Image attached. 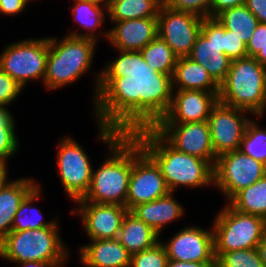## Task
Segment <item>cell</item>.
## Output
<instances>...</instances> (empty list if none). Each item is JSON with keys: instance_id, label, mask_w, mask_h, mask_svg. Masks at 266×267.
I'll return each mask as SVG.
<instances>
[{"instance_id": "1", "label": "cell", "mask_w": 266, "mask_h": 267, "mask_svg": "<svg viewBox=\"0 0 266 267\" xmlns=\"http://www.w3.org/2000/svg\"><path fill=\"white\" fill-rule=\"evenodd\" d=\"M172 96V76L156 72L138 51L135 75L101 77L93 101L94 117L121 134H132L154 128L169 110Z\"/></svg>"}, {"instance_id": "2", "label": "cell", "mask_w": 266, "mask_h": 267, "mask_svg": "<svg viewBox=\"0 0 266 267\" xmlns=\"http://www.w3.org/2000/svg\"><path fill=\"white\" fill-rule=\"evenodd\" d=\"M98 127V138L108 146L109 157L93 170L89 190L79 200L126 207L132 172V134H121L100 123Z\"/></svg>"}, {"instance_id": "3", "label": "cell", "mask_w": 266, "mask_h": 267, "mask_svg": "<svg viewBox=\"0 0 266 267\" xmlns=\"http://www.w3.org/2000/svg\"><path fill=\"white\" fill-rule=\"evenodd\" d=\"M132 135L161 169L170 192L181 186L194 189L214 184L213 166L207 160L177 151L154 128Z\"/></svg>"}, {"instance_id": "4", "label": "cell", "mask_w": 266, "mask_h": 267, "mask_svg": "<svg viewBox=\"0 0 266 267\" xmlns=\"http://www.w3.org/2000/svg\"><path fill=\"white\" fill-rule=\"evenodd\" d=\"M218 97L225 105L262 118L266 112V67L254 57L232 60Z\"/></svg>"}, {"instance_id": "5", "label": "cell", "mask_w": 266, "mask_h": 267, "mask_svg": "<svg viewBox=\"0 0 266 267\" xmlns=\"http://www.w3.org/2000/svg\"><path fill=\"white\" fill-rule=\"evenodd\" d=\"M97 41L65 35L49 37L44 86L50 91L70 85L90 71Z\"/></svg>"}, {"instance_id": "6", "label": "cell", "mask_w": 266, "mask_h": 267, "mask_svg": "<svg viewBox=\"0 0 266 267\" xmlns=\"http://www.w3.org/2000/svg\"><path fill=\"white\" fill-rule=\"evenodd\" d=\"M56 221L50 227L11 231L0 242V257L13 263L43 261L63 267L70 254ZM62 239V240H61Z\"/></svg>"}, {"instance_id": "7", "label": "cell", "mask_w": 266, "mask_h": 267, "mask_svg": "<svg viewBox=\"0 0 266 267\" xmlns=\"http://www.w3.org/2000/svg\"><path fill=\"white\" fill-rule=\"evenodd\" d=\"M224 206L218 211L211 227L215 253L257 248L265 237L266 219L239 212L228 203Z\"/></svg>"}, {"instance_id": "8", "label": "cell", "mask_w": 266, "mask_h": 267, "mask_svg": "<svg viewBox=\"0 0 266 267\" xmlns=\"http://www.w3.org/2000/svg\"><path fill=\"white\" fill-rule=\"evenodd\" d=\"M49 37L29 38L6 45L0 54V68L23 89L32 80L44 82Z\"/></svg>"}, {"instance_id": "9", "label": "cell", "mask_w": 266, "mask_h": 267, "mask_svg": "<svg viewBox=\"0 0 266 267\" xmlns=\"http://www.w3.org/2000/svg\"><path fill=\"white\" fill-rule=\"evenodd\" d=\"M214 184L228 202L237 192L266 175V165L243 154L240 150L216 158L213 167Z\"/></svg>"}, {"instance_id": "10", "label": "cell", "mask_w": 266, "mask_h": 267, "mask_svg": "<svg viewBox=\"0 0 266 267\" xmlns=\"http://www.w3.org/2000/svg\"><path fill=\"white\" fill-rule=\"evenodd\" d=\"M169 192L161 169L132 135V172L126 208L130 211L138 204L154 201Z\"/></svg>"}, {"instance_id": "11", "label": "cell", "mask_w": 266, "mask_h": 267, "mask_svg": "<svg viewBox=\"0 0 266 267\" xmlns=\"http://www.w3.org/2000/svg\"><path fill=\"white\" fill-rule=\"evenodd\" d=\"M57 169L66 194L76 202L82 199L91 184L92 162L83 146L70 136L59 139Z\"/></svg>"}, {"instance_id": "12", "label": "cell", "mask_w": 266, "mask_h": 267, "mask_svg": "<svg viewBox=\"0 0 266 267\" xmlns=\"http://www.w3.org/2000/svg\"><path fill=\"white\" fill-rule=\"evenodd\" d=\"M157 19L158 36L178 58L188 57L201 32L203 18L190 12L173 10L163 3Z\"/></svg>"}, {"instance_id": "13", "label": "cell", "mask_w": 266, "mask_h": 267, "mask_svg": "<svg viewBox=\"0 0 266 267\" xmlns=\"http://www.w3.org/2000/svg\"><path fill=\"white\" fill-rule=\"evenodd\" d=\"M154 129L177 151L207 160L214 167L217 157L207 121L158 123Z\"/></svg>"}, {"instance_id": "14", "label": "cell", "mask_w": 266, "mask_h": 267, "mask_svg": "<svg viewBox=\"0 0 266 267\" xmlns=\"http://www.w3.org/2000/svg\"><path fill=\"white\" fill-rule=\"evenodd\" d=\"M247 114V115H246ZM250 112L231 107L220 101L213 107L207 120L215 156L239 150Z\"/></svg>"}, {"instance_id": "15", "label": "cell", "mask_w": 266, "mask_h": 267, "mask_svg": "<svg viewBox=\"0 0 266 267\" xmlns=\"http://www.w3.org/2000/svg\"><path fill=\"white\" fill-rule=\"evenodd\" d=\"M162 244L168 260L216 262L213 228L205 230L199 226H186Z\"/></svg>"}, {"instance_id": "16", "label": "cell", "mask_w": 266, "mask_h": 267, "mask_svg": "<svg viewBox=\"0 0 266 267\" xmlns=\"http://www.w3.org/2000/svg\"><path fill=\"white\" fill-rule=\"evenodd\" d=\"M75 203L77 207L72 209L70 214L80 215L88 239H116L118 237L123 219L129 211L125 206L91 203L85 200H77Z\"/></svg>"}, {"instance_id": "17", "label": "cell", "mask_w": 266, "mask_h": 267, "mask_svg": "<svg viewBox=\"0 0 266 267\" xmlns=\"http://www.w3.org/2000/svg\"><path fill=\"white\" fill-rule=\"evenodd\" d=\"M218 95L219 92L173 90L169 110L159 123L207 121L213 107L219 101Z\"/></svg>"}, {"instance_id": "18", "label": "cell", "mask_w": 266, "mask_h": 267, "mask_svg": "<svg viewBox=\"0 0 266 267\" xmlns=\"http://www.w3.org/2000/svg\"><path fill=\"white\" fill-rule=\"evenodd\" d=\"M112 23L103 36L116 50L141 51L158 36L157 18H139Z\"/></svg>"}, {"instance_id": "19", "label": "cell", "mask_w": 266, "mask_h": 267, "mask_svg": "<svg viewBox=\"0 0 266 267\" xmlns=\"http://www.w3.org/2000/svg\"><path fill=\"white\" fill-rule=\"evenodd\" d=\"M79 251L80 263L85 267H130L131 254L117 238L90 240Z\"/></svg>"}, {"instance_id": "20", "label": "cell", "mask_w": 266, "mask_h": 267, "mask_svg": "<svg viewBox=\"0 0 266 267\" xmlns=\"http://www.w3.org/2000/svg\"><path fill=\"white\" fill-rule=\"evenodd\" d=\"M173 195L174 192H169L154 201L138 204L130 212L161 236L165 225L180 220L185 214V208L173 198Z\"/></svg>"}, {"instance_id": "21", "label": "cell", "mask_w": 266, "mask_h": 267, "mask_svg": "<svg viewBox=\"0 0 266 267\" xmlns=\"http://www.w3.org/2000/svg\"><path fill=\"white\" fill-rule=\"evenodd\" d=\"M38 184L32 178L21 177L8 181L0 189V242L12 231L21 202Z\"/></svg>"}, {"instance_id": "22", "label": "cell", "mask_w": 266, "mask_h": 267, "mask_svg": "<svg viewBox=\"0 0 266 267\" xmlns=\"http://www.w3.org/2000/svg\"><path fill=\"white\" fill-rule=\"evenodd\" d=\"M172 81L173 90L220 91V85L207 70L189 57L178 58Z\"/></svg>"}, {"instance_id": "23", "label": "cell", "mask_w": 266, "mask_h": 267, "mask_svg": "<svg viewBox=\"0 0 266 267\" xmlns=\"http://www.w3.org/2000/svg\"><path fill=\"white\" fill-rule=\"evenodd\" d=\"M117 239L133 255L153 247L160 241V235L128 211L123 219Z\"/></svg>"}, {"instance_id": "24", "label": "cell", "mask_w": 266, "mask_h": 267, "mask_svg": "<svg viewBox=\"0 0 266 267\" xmlns=\"http://www.w3.org/2000/svg\"><path fill=\"white\" fill-rule=\"evenodd\" d=\"M188 57L201 64L219 85L226 79L232 61L201 32Z\"/></svg>"}, {"instance_id": "25", "label": "cell", "mask_w": 266, "mask_h": 267, "mask_svg": "<svg viewBox=\"0 0 266 267\" xmlns=\"http://www.w3.org/2000/svg\"><path fill=\"white\" fill-rule=\"evenodd\" d=\"M75 1L72 7V16L80 27H83V32L73 31L69 32L67 35L76 38H89L98 42V35L95 34L97 29L102 26L105 17L108 15V10L103 8V6L97 5L92 2L85 0H73ZM105 9V10H104ZM96 30V31H95ZM86 31V33H85Z\"/></svg>"}, {"instance_id": "26", "label": "cell", "mask_w": 266, "mask_h": 267, "mask_svg": "<svg viewBox=\"0 0 266 267\" xmlns=\"http://www.w3.org/2000/svg\"><path fill=\"white\" fill-rule=\"evenodd\" d=\"M162 0H111L108 9L110 22L139 18H157Z\"/></svg>"}, {"instance_id": "27", "label": "cell", "mask_w": 266, "mask_h": 267, "mask_svg": "<svg viewBox=\"0 0 266 267\" xmlns=\"http://www.w3.org/2000/svg\"><path fill=\"white\" fill-rule=\"evenodd\" d=\"M227 203L239 212L266 219V175L237 192Z\"/></svg>"}, {"instance_id": "28", "label": "cell", "mask_w": 266, "mask_h": 267, "mask_svg": "<svg viewBox=\"0 0 266 267\" xmlns=\"http://www.w3.org/2000/svg\"><path fill=\"white\" fill-rule=\"evenodd\" d=\"M227 30L233 31L246 45L259 21L246 5L223 10L215 17Z\"/></svg>"}, {"instance_id": "29", "label": "cell", "mask_w": 266, "mask_h": 267, "mask_svg": "<svg viewBox=\"0 0 266 267\" xmlns=\"http://www.w3.org/2000/svg\"><path fill=\"white\" fill-rule=\"evenodd\" d=\"M39 184L24 198L13 220L12 231H23L27 229H39L52 226L58 218L49 222L43 220L42 211L38 207H32L34 202L41 196Z\"/></svg>"}, {"instance_id": "30", "label": "cell", "mask_w": 266, "mask_h": 267, "mask_svg": "<svg viewBox=\"0 0 266 267\" xmlns=\"http://www.w3.org/2000/svg\"><path fill=\"white\" fill-rule=\"evenodd\" d=\"M144 61L156 72L173 76L178 60L170 46L159 36L146 45L141 51Z\"/></svg>"}, {"instance_id": "31", "label": "cell", "mask_w": 266, "mask_h": 267, "mask_svg": "<svg viewBox=\"0 0 266 267\" xmlns=\"http://www.w3.org/2000/svg\"><path fill=\"white\" fill-rule=\"evenodd\" d=\"M118 52V56L105 64V67L101 72L94 75L95 83V94H93V100H95L100 79L101 77H132L137 73L138 70V51H121L115 50Z\"/></svg>"}, {"instance_id": "32", "label": "cell", "mask_w": 266, "mask_h": 267, "mask_svg": "<svg viewBox=\"0 0 266 267\" xmlns=\"http://www.w3.org/2000/svg\"><path fill=\"white\" fill-rule=\"evenodd\" d=\"M239 150L266 165V129L251 119L245 129Z\"/></svg>"}, {"instance_id": "33", "label": "cell", "mask_w": 266, "mask_h": 267, "mask_svg": "<svg viewBox=\"0 0 266 267\" xmlns=\"http://www.w3.org/2000/svg\"><path fill=\"white\" fill-rule=\"evenodd\" d=\"M8 106H0V161L8 159L19 152V141L15 133L16 123Z\"/></svg>"}, {"instance_id": "34", "label": "cell", "mask_w": 266, "mask_h": 267, "mask_svg": "<svg viewBox=\"0 0 266 267\" xmlns=\"http://www.w3.org/2000/svg\"><path fill=\"white\" fill-rule=\"evenodd\" d=\"M216 267H264L256 248L215 253Z\"/></svg>"}, {"instance_id": "35", "label": "cell", "mask_w": 266, "mask_h": 267, "mask_svg": "<svg viewBox=\"0 0 266 267\" xmlns=\"http://www.w3.org/2000/svg\"><path fill=\"white\" fill-rule=\"evenodd\" d=\"M168 256L162 240L153 247L131 255L130 267H167Z\"/></svg>"}, {"instance_id": "36", "label": "cell", "mask_w": 266, "mask_h": 267, "mask_svg": "<svg viewBox=\"0 0 266 267\" xmlns=\"http://www.w3.org/2000/svg\"><path fill=\"white\" fill-rule=\"evenodd\" d=\"M212 0H165L164 4L176 11L190 12L202 18L211 17Z\"/></svg>"}, {"instance_id": "37", "label": "cell", "mask_w": 266, "mask_h": 267, "mask_svg": "<svg viewBox=\"0 0 266 267\" xmlns=\"http://www.w3.org/2000/svg\"><path fill=\"white\" fill-rule=\"evenodd\" d=\"M22 90L23 87L0 68V106L11 105Z\"/></svg>"}, {"instance_id": "38", "label": "cell", "mask_w": 266, "mask_h": 267, "mask_svg": "<svg viewBox=\"0 0 266 267\" xmlns=\"http://www.w3.org/2000/svg\"><path fill=\"white\" fill-rule=\"evenodd\" d=\"M223 48L224 54L231 60L248 56L247 45L233 31L223 26Z\"/></svg>"}, {"instance_id": "39", "label": "cell", "mask_w": 266, "mask_h": 267, "mask_svg": "<svg viewBox=\"0 0 266 267\" xmlns=\"http://www.w3.org/2000/svg\"><path fill=\"white\" fill-rule=\"evenodd\" d=\"M201 33L224 53L223 25L215 17L203 18Z\"/></svg>"}, {"instance_id": "40", "label": "cell", "mask_w": 266, "mask_h": 267, "mask_svg": "<svg viewBox=\"0 0 266 267\" xmlns=\"http://www.w3.org/2000/svg\"><path fill=\"white\" fill-rule=\"evenodd\" d=\"M266 45V24L259 22L247 43L248 57H254Z\"/></svg>"}, {"instance_id": "41", "label": "cell", "mask_w": 266, "mask_h": 267, "mask_svg": "<svg viewBox=\"0 0 266 267\" xmlns=\"http://www.w3.org/2000/svg\"><path fill=\"white\" fill-rule=\"evenodd\" d=\"M27 5L26 0H0V14L18 15L25 10Z\"/></svg>"}, {"instance_id": "42", "label": "cell", "mask_w": 266, "mask_h": 267, "mask_svg": "<svg viewBox=\"0 0 266 267\" xmlns=\"http://www.w3.org/2000/svg\"><path fill=\"white\" fill-rule=\"evenodd\" d=\"M246 4V0H212L211 1V17H216L223 10L242 6Z\"/></svg>"}, {"instance_id": "43", "label": "cell", "mask_w": 266, "mask_h": 267, "mask_svg": "<svg viewBox=\"0 0 266 267\" xmlns=\"http://www.w3.org/2000/svg\"><path fill=\"white\" fill-rule=\"evenodd\" d=\"M245 5L259 22L266 24V0H246Z\"/></svg>"}, {"instance_id": "44", "label": "cell", "mask_w": 266, "mask_h": 267, "mask_svg": "<svg viewBox=\"0 0 266 267\" xmlns=\"http://www.w3.org/2000/svg\"><path fill=\"white\" fill-rule=\"evenodd\" d=\"M167 267H216V262H183L168 260Z\"/></svg>"}, {"instance_id": "45", "label": "cell", "mask_w": 266, "mask_h": 267, "mask_svg": "<svg viewBox=\"0 0 266 267\" xmlns=\"http://www.w3.org/2000/svg\"><path fill=\"white\" fill-rule=\"evenodd\" d=\"M7 163L0 161V189L8 182Z\"/></svg>"}, {"instance_id": "46", "label": "cell", "mask_w": 266, "mask_h": 267, "mask_svg": "<svg viewBox=\"0 0 266 267\" xmlns=\"http://www.w3.org/2000/svg\"><path fill=\"white\" fill-rule=\"evenodd\" d=\"M20 267H55L51 262L29 261L18 263Z\"/></svg>"}, {"instance_id": "47", "label": "cell", "mask_w": 266, "mask_h": 267, "mask_svg": "<svg viewBox=\"0 0 266 267\" xmlns=\"http://www.w3.org/2000/svg\"><path fill=\"white\" fill-rule=\"evenodd\" d=\"M257 251L264 267H266V239L264 238L258 245Z\"/></svg>"}, {"instance_id": "48", "label": "cell", "mask_w": 266, "mask_h": 267, "mask_svg": "<svg viewBox=\"0 0 266 267\" xmlns=\"http://www.w3.org/2000/svg\"><path fill=\"white\" fill-rule=\"evenodd\" d=\"M254 58L264 67H266V45L263 47V49H260V51L254 56Z\"/></svg>"}, {"instance_id": "49", "label": "cell", "mask_w": 266, "mask_h": 267, "mask_svg": "<svg viewBox=\"0 0 266 267\" xmlns=\"http://www.w3.org/2000/svg\"><path fill=\"white\" fill-rule=\"evenodd\" d=\"M85 1L92 2V3H95L97 5L103 6L107 10L109 9L110 3H111V0H85Z\"/></svg>"}, {"instance_id": "50", "label": "cell", "mask_w": 266, "mask_h": 267, "mask_svg": "<svg viewBox=\"0 0 266 267\" xmlns=\"http://www.w3.org/2000/svg\"><path fill=\"white\" fill-rule=\"evenodd\" d=\"M31 1H35V0H26L27 3L31 2Z\"/></svg>"}]
</instances>
